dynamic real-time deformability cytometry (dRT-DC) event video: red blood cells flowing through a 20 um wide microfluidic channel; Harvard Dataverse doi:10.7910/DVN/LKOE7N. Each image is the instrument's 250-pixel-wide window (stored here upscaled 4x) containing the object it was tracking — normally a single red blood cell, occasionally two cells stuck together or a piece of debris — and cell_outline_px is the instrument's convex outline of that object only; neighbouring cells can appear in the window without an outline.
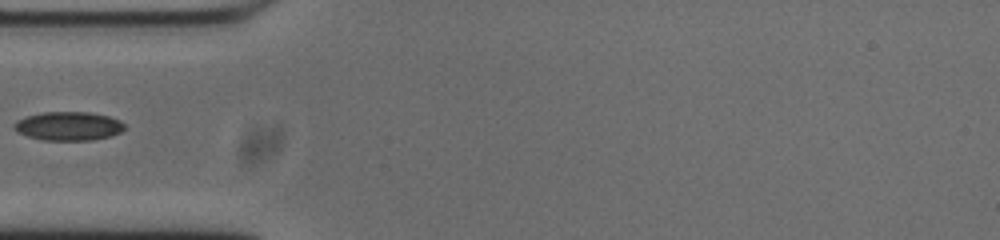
{"species": "common noctule bat (a hibernating species)", "species_latin": "Nyctalus noctula", "temperature_condition": "cold", "stored_images_in_passage": 38, "camera_frame_rate_fps": 3000, "um_per_image_px": 0.085, "animal": {"sex": "male", "body_mass_g": 20.0, "forearm_length_mm": 53.3}, "frame": {"image": 1, "passage_image": 1, "time_ms": 0.0, "image_size_px": [1000, 240], "cell_outline_px": [[124, 128], [120, 132], [108, 136], [92, 140], [44, 140], [28, 136], [16, 132], [12, 128], [12, 124], [16, 120], [28, 116], [44, 112], [88, 112], [108, 116], [120, 120], [124, 124]], "centroid_in_image_um": [5.77, 10.71], "position_along_channel_um": 79.2, "area_um2": 18.44}}
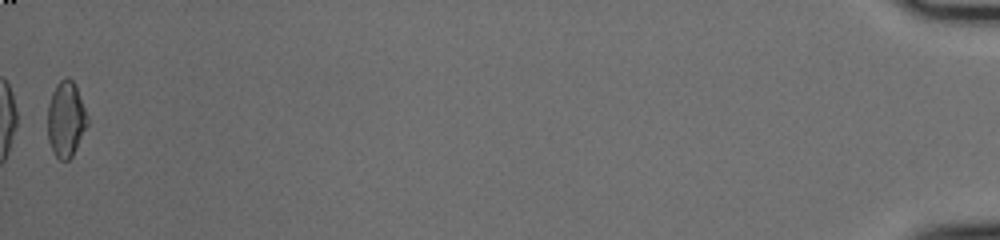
{"frame": {"image": 2, "passage_image": 38, "time_ms": 12.333, "image_size_px": [1000, 240], "cell_outline_px": [[88, 124], [72, 156], [68, 160], [60, 160], [56, 156], [48, 140], [48, 104], [52, 92], [56, 84], [60, 80], [68, 76], [72, 80], [76, 88], [88, 116]], "centroid_in_image_um": [5.6, 10.12], "position_along_channel_um": 429.6, "area_um2": 17.34}}